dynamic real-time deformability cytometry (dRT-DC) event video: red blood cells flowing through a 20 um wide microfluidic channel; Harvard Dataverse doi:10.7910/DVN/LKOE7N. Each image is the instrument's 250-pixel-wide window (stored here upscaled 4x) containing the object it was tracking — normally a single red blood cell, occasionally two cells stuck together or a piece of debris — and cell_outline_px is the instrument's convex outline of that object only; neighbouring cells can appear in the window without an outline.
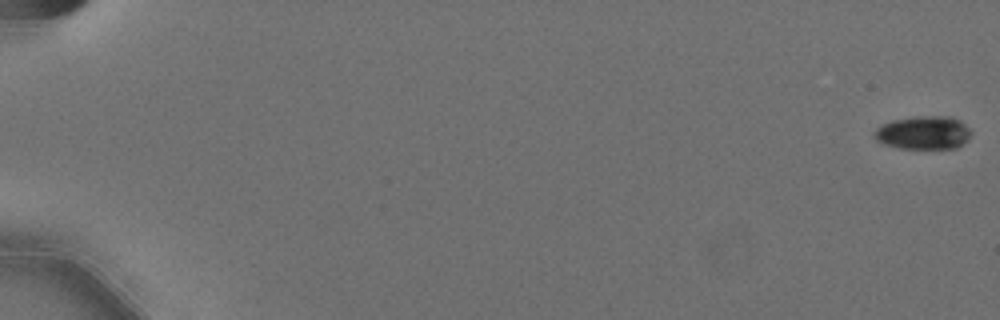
{"species": "Egyptian fruit bat (a non-hibernating species)", "species_latin": "Rousettus aegyptiacus", "temperature_condition": "cold", "stored_images_in_passage": 13, "camera_frame_rate_fps": 3000, "um_per_image_px": 0.085, "animal": {"sex": "female"}, "frame": {"image": 1, "passage_image": 1, "time_ms": 0.0, "image_size_px": [1000, 320], "cell_outline_px": [[972, 132], [968, 140], [956, 148], [900, 148], [884, 144], [876, 140], [872, 136], [872, 132], [876, 128], [892, 120], [916, 116], [948, 116], [960, 120]], "centroid_in_image_um": [78.47, 11.27], "position_along_channel_um": 6.5, "area_um2": 18.84}}